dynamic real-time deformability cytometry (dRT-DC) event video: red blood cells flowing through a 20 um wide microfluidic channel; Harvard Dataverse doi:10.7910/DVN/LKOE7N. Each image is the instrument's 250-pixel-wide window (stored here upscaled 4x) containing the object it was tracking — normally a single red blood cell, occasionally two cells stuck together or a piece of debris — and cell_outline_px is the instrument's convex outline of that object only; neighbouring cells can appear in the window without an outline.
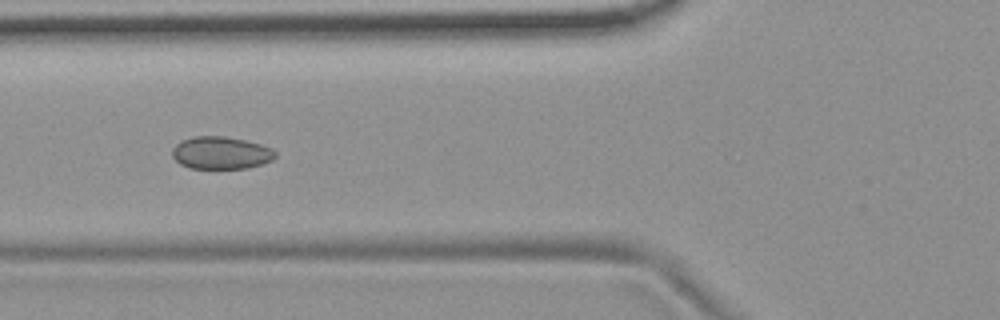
{"species": "common noctule bat (a hibernating species)", "species_latin": "Nyctalus noctula", "temperature_condition": "room temperature", "stored_images_in_passage": 4, "camera_frame_rate_fps": 3000, "um_per_image_px": 0.085, "animal": {"sex": "female", "body_mass_g": 19.9}, "frame": {"image": 1, "passage_image": 3, "time_ms": 0.667, "image_size_px": [1000, 320], "cell_outline_px": [[276, 156], [272, 160], [248, 168], [188, 168], [180, 164], [172, 156], [172, 148], [176, 144], [192, 136], [224, 136], [244, 140], [260, 144], [272, 148], [276, 152]], "centroid_in_image_um": [18.77, 12.99], "position_along_channel_um": 107.0, "area_um2": 19.48}}